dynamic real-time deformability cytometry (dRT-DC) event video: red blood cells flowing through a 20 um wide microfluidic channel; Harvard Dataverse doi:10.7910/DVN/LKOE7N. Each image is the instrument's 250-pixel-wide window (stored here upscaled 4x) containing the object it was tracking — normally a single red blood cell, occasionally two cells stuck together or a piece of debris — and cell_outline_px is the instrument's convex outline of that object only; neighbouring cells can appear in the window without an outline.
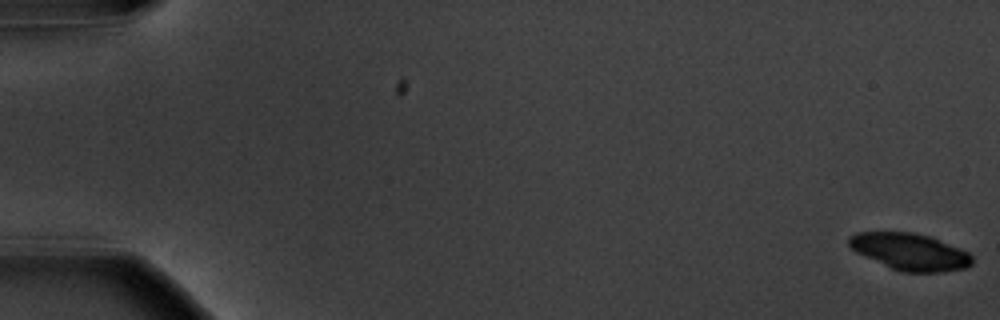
{"species": "common noctule bat (a hibernating species)", "species_latin": "Nyctalus noctula", "temperature_condition": "warm", "stored_images_in_passage": 23, "camera_frame_rate_fps": 3000, "um_per_image_px": 0.085, "animal": {"sex": "male", "body_mass_g": 20.1, "forearm_length_mm": 53.5}, "frame": {"image": 1, "passage_image": 1, "time_ms": 0.0, "image_size_px": [1000, 320], "cell_outline_px": [[972, 264], [964, 268], [944, 272], [900, 272], [864, 256], [856, 252], [848, 244], [848, 236], [856, 232], [912, 232], [932, 236], [960, 248], [968, 252], [972, 256]], "centroid_in_image_um": [77.35, 21.39], "position_along_channel_um": 7.7, "area_um2": 26.59}}
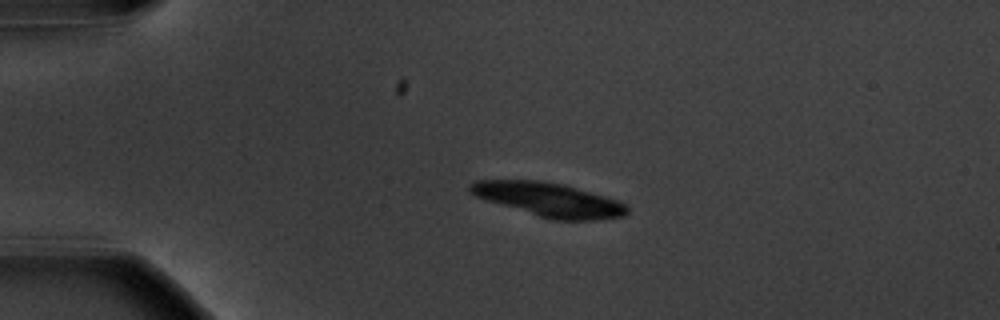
{"frame": {"image": 2, "passage_image": 14, "time_ms": 4.333, "image_size_px": [1000, 320], "cell_outline_px": [[628, 212], [624, 216], [596, 220], [552, 220], [488, 200], [476, 196], [468, 192], [468, 184], [476, 180], [540, 180], [564, 184], [604, 196], [616, 200], [624, 204], [628, 208]], "centroid_in_image_um": [46.64, 16.96], "position_along_channel_um": 38.4, "area_um2": 30.69}}